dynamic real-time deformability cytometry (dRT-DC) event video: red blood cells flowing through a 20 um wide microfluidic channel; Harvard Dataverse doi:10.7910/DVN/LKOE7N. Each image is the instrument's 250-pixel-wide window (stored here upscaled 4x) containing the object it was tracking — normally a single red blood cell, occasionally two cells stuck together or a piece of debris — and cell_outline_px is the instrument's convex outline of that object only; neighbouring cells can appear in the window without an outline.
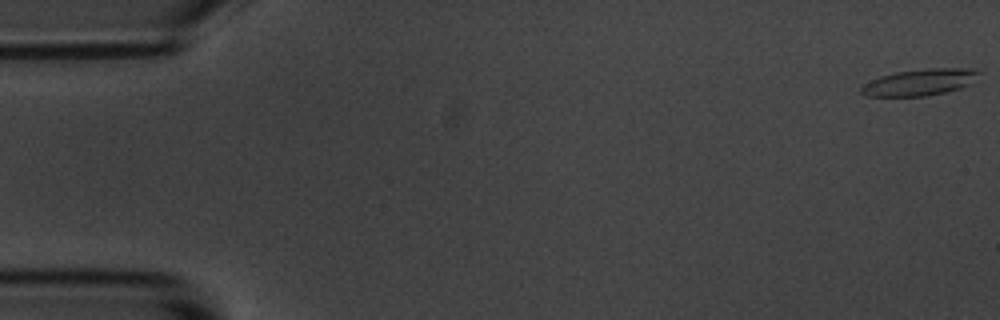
{"species": "common noctule bat (a hibernating species)", "species_latin": "Nyctalus noctula", "temperature_condition": "room temperature", "stored_images_in_passage": 56, "camera_frame_rate_fps": 3000, "um_per_image_px": 0.085, "animal": {"sex": "male", "body_mass_g": 20.1, "forearm_length_mm": 53.5}, "frame": {"image": 1, "passage_image": 1, "time_ms": 0.0, "image_size_px": [1000, 320], "cell_outline_px": [[980, 72], [968, 84], [960, 88], [944, 92], [924, 96], [868, 96], [860, 92], [860, 84], [880, 76], [896, 72], [928, 68], [980, 68]], "centroid_in_image_um": [78.13, 6.98], "position_along_channel_um": 6.9, "area_um2": 18.15}}
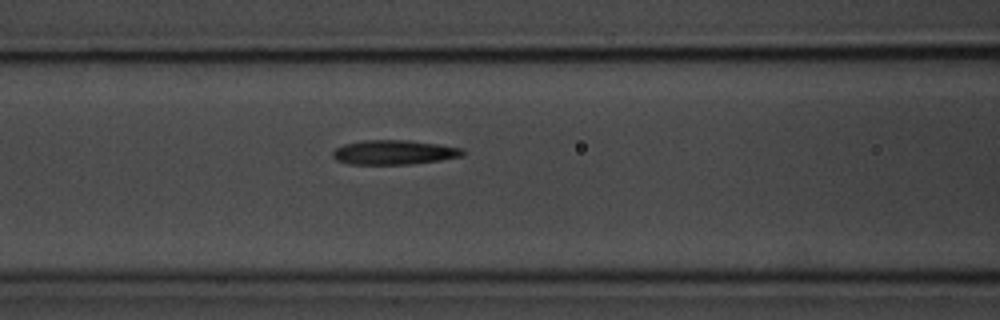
{"frame": {"image": 2, "passage_image": 23, "time_ms": 7.333, "image_size_px": [1000, 320], "cell_outline_px": [[464, 156], [440, 160], [408, 164], [348, 164], [336, 160], [332, 156], [332, 152], [336, 148], [344, 144], [364, 140], [408, 140], [440, 144], [460, 148], [464, 152]], "centroid_in_image_um": [33.47, 12.94], "position_along_channel_um": 133.1, "area_um2": 18.5}}
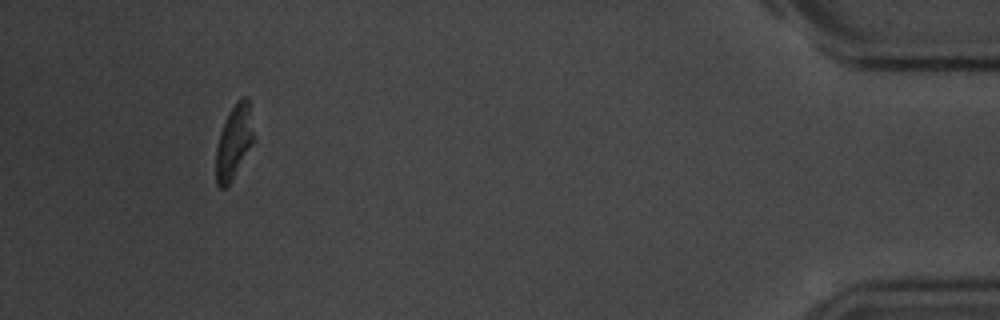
{"frame": {"image": 3, "passage_image": 52, "time_ms": 17.0, "image_size_px": [1000, 320], "cell_outline_px": [[256, 140], [232, 180], [224, 188], [220, 188], [216, 184], [216, 148], [220, 132], [228, 112], [236, 100], [240, 96], [248, 96]], "centroid_in_image_um": [19.92, 12.01], "position_along_channel_um": 415.3, "area_um2": 16.76}, "authors_computed_cell_mechanics": {"area_um2": 18.2648, "velocity_mm_per_s": 3.6284, "shape_relaxation_time_tau1_ms": 3.877, "shape_relaxation_time_tau2_ms": 2.8532, "deformation_change_tau1": 0.1859, "deformation_change_tau2": 0.1214}}